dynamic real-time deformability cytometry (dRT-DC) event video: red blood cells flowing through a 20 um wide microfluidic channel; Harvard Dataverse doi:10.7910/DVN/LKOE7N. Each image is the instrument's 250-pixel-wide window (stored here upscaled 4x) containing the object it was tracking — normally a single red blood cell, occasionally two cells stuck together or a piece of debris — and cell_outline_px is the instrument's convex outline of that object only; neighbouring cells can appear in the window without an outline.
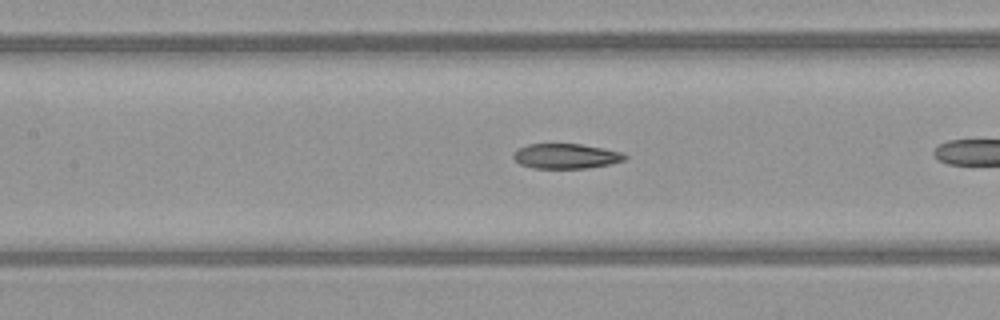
{"species": "common noctule bat (a hibernating species)", "species_latin": "Nyctalus noctula", "temperature_condition": "warm", "stored_images_in_passage": 38, "camera_frame_rate_fps": 3000, "um_per_image_px": 0.085, "animal": {"sex": "female", "body_mass_g": 21.9}, "frame": {"image": 1, "passage_image": 22, "time_ms": 7.0, "image_size_px": [1000, 320], "cell_outline_px": [[628, 156], [624, 160], [608, 164], [588, 168], [532, 168], [520, 164], [512, 156], [516, 148], [528, 144], [580, 144], [604, 148], [620, 152]], "centroid_in_image_um": [48.07, 13.26], "position_along_channel_um": 159.3, "area_um2": 16.18}}